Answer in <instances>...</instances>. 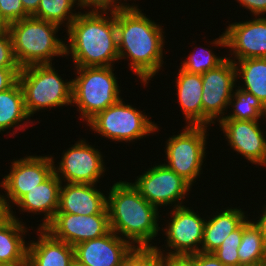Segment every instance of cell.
Returning <instances> with one entry per match:
<instances>
[{
	"label": "cell",
	"instance_id": "6da1fadb",
	"mask_svg": "<svg viewBox=\"0 0 266 266\" xmlns=\"http://www.w3.org/2000/svg\"><path fill=\"white\" fill-rule=\"evenodd\" d=\"M116 31L119 59H129L130 69L145 86L163 67L162 27L136 7L116 12Z\"/></svg>",
	"mask_w": 266,
	"mask_h": 266
},
{
	"label": "cell",
	"instance_id": "7a4b0ae2",
	"mask_svg": "<svg viewBox=\"0 0 266 266\" xmlns=\"http://www.w3.org/2000/svg\"><path fill=\"white\" fill-rule=\"evenodd\" d=\"M106 14L78 12L67 28L70 44H65V56L71 54L74 67H106L119 60L116 12H110V18Z\"/></svg>",
	"mask_w": 266,
	"mask_h": 266
},
{
	"label": "cell",
	"instance_id": "3957f363",
	"mask_svg": "<svg viewBox=\"0 0 266 266\" xmlns=\"http://www.w3.org/2000/svg\"><path fill=\"white\" fill-rule=\"evenodd\" d=\"M110 188L107 195L110 230L128 242L131 240L133 246H152L150 242L160 230L158 209L140 195L132 182L121 180Z\"/></svg>",
	"mask_w": 266,
	"mask_h": 266
},
{
	"label": "cell",
	"instance_id": "277c9868",
	"mask_svg": "<svg viewBox=\"0 0 266 266\" xmlns=\"http://www.w3.org/2000/svg\"><path fill=\"white\" fill-rule=\"evenodd\" d=\"M60 26L33 16L10 23L8 32L20 68L52 64L55 56L65 55V42L56 36Z\"/></svg>",
	"mask_w": 266,
	"mask_h": 266
},
{
	"label": "cell",
	"instance_id": "5b68a950",
	"mask_svg": "<svg viewBox=\"0 0 266 266\" xmlns=\"http://www.w3.org/2000/svg\"><path fill=\"white\" fill-rule=\"evenodd\" d=\"M75 69L77 76L72 79V104L78 106L80 118L86 122L122 99L112 66Z\"/></svg>",
	"mask_w": 266,
	"mask_h": 266
},
{
	"label": "cell",
	"instance_id": "8992f818",
	"mask_svg": "<svg viewBox=\"0 0 266 266\" xmlns=\"http://www.w3.org/2000/svg\"><path fill=\"white\" fill-rule=\"evenodd\" d=\"M53 67L52 64L31 65L18 74L30 117L45 108L72 105V80L64 82Z\"/></svg>",
	"mask_w": 266,
	"mask_h": 266
},
{
	"label": "cell",
	"instance_id": "52a82bcc",
	"mask_svg": "<svg viewBox=\"0 0 266 266\" xmlns=\"http://www.w3.org/2000/svg\"><path fill=\"white\" fill-rule=\"evenodd\" d=\"M123 102L97 113L87 123L90 129L115 142L139 140L159 130L145 113Z\"/></svg>",
	"mask_w": 266,
	"mask_h": 266
},
{
	"label": "cell",
	"instance_id": "ba28073f",
	"mask_svg": "<svg viewBox=\"0 0 266 266\" xmlns=\"http://www.w3.org/2000/svg\"><path fill=\"white\" fill-rule=\"evenodd\" d=\"M207 130V126L186 125L180 134L169 137L165 145L168 163L164 164L191 185L200 177L206 156Z\"/></svg>",
	"mask_w": 266,
	"mask_h": 266
},
{
	"label": "cell",
	"instance_id": "9c48e42d",
	"mask_svg": "<svg viewBox=\"0 0 266 266\" xmlns=\"http://www.w3.org/2000/svg\"><path fill=\"white\" fill-rule=\"evenodd\" d=\"M171 220L162 230L166 235V248L170 252L161 251L155 246L159 256L162 257H188L201 252L203 232L206 219H203L194 210L185 205L173 207L170 210ZM174 250V251H172Z\"/></svg>",
	"mask_w": 266,
	"mask_h": 266
},
{
	"label": "cell",
	"instance_id": "30bf717a",
	"mask_svg": "<svg viewBox=\"0 0 266 266\" xmlns=\"http://www.w3.org/2000/svg\"><path fill=\"white\" fill-rule=\"evenodd\" d=\"M144 172L132 183L142 197L157 209L163 205L172 206L173 203L174 208L182 206L187 192L191 191L192 187L188 181L165 164L155 165Z\"/></svg>",
	"mask_w": 266,
	"mask_h": 266
},
{
	"label": "cell",
	"instance_id": "8fae6325",
	"mask_svg": "<svg viewBox=\"0 0 266 266\" xmlns=\"http://www.w3.org/2000/svg\"><path fill=\"white\" fill-rule=\"evenodd\" d=\"M201 77L203 126L208 127V125H214L216 118H218L217 122L221 120L225 115L224 111L229 106L235 82L238 80L236 79L235 64L230 57H227L223 63L206 71Z\"/></svg>",
	"mask_w": 266,
	"mask_h": 266
},
{
	"label": "cell",
	"instance_id": "7c38bea8",
	"mask_svg": "<svg viewBox=\"0 0 266 266\" xmlns=\"http://www.w3.org/2000/svg\"><path fill=\"white\" fill-rule=\"evenodd\" d=\"M58 164L54 166V172L61 181L65 179L67 183L96 185L106 171L100 150L87 144L84 138L67 149Z\"/></svg>",
	"mask_w": 266,
	"mask_h": 266
},
{
	"label": "cell",
	"instance_id": "4fadbf2b",
	"mask_svg": "<svg viewBox=\"0 0 266 266\" xmlns=\"http://www.w3.org/2000/svg\"><path fill=\"white\" fill-rule=\"evenodd\" d=\"M11 163L10 173L0 183V187L5 189L3 197L8 204H16L29 190L44 182L54 172L55 166L53 156L48 155L25 156Z\"/></svg>",
	"mask_w": 266,
	"mask_h": 266
},
{
	"label": "cell",
	"instance_id": "5bb4252c",
	"mask_svg": "<svg viewBox=\"0 0 266 266\" xmlns=\"http://www.w3.org/2000/svg\"><path fill=\"white\" fill-rule=\"evenodd\" d=\"M210 43L231 48V56L236 60L266 58V16L232 23L226 27L225 33Z\"/></svg>",
	"mask_w": 266,
	"mask_h": 266
},
{
	"label": "cell",
	"instance_id": "9a60e30c",
	"mask_svg": "<svg viewBox=\"0 0 266 266\" xmlns=\"http://www.w3.org/2000/svg\"><path fill=\"white\" fill-rule=\"evenodd\" d=\"M44 229L54 238L74 247L83 241L106 235L110 225L108 214L56 213Z\"/></svg>",
	"mask_w": 266,
	"mask_h": 266
},
{
	"label": "cell",
	"instance_id": "2e32d148",
	"mask_svg": "<svg viewBox=\"0 0 266 266\" xmlns=\"http://www.w3.org/2000/svg\"><path fill=\"white\" fill-rule=\"evenodd\" d=\"M218 123L234 151L252 164L266 166V139L258 120L221 119Z\"/></svg>",
	"mask_w": 266,
	"mask_h": 266
},
{
	"label": "cell",
	"instance_id": "e0dca14e",
	"mask_svg": "<svg viewBox=\"0 0 266 266\" xmlns=\"http://www.w3.org/2000/svg\"><path fill=\"white\" fill-rule=\"evenodd\" d=\"M134 246L113 231L74 246L75 264L80 266H120Z\"/></svg>",
	"mask_w": 266,
	"mask_h": 266
},
{
	"label": "cell",
	"instance_id": "ac0fdd59",
	"mask_svg": "<svg viewBox=\"0 0 266 266\" xmlns=\"http://www.w3.org/2000/svg\"><path fill=\"white\" fill-rule=\"evenodd\" d=\"M56 213L78 215L108 214L107 196L95 184L66 183L60 187Z\"/></svg>",
	"mask_w": 266,
	"mask_h": 266
},
{
	"label": "cell",
	"instance_id": "d6986e66",
	"mask_svg": "<svg viewBox=\"0 0 266 266\" xmlns=\"http://www.w3.org/2000/svg\"><path fill=\"white\" fill-rule=\"evenodd\" d=\"M62 181L53 172L44 182L29 190L15 205L21 211L44 214L39 228H44L55 216L59 205V193Z\"/></svg>",
	"mask_w": 266,
	"mask_h": 266
},
{
	"label": "cell",
	"instance_id": "ffe728a7",
	"mask_svg": "<svg viewBox=\"0 0 266 266\" xmlns=\"http://www.w3.org/2000/svg\"><path fill=\"white\" fill-rule=\"evenodd\" d=\"M38 241L28 243V257L32 266H74V247L54 238L44 228H39Z\"/></svg>",
	"mask_w": 266,
	"mask_h": 266
},
{
	"label": "cell",
	"instance_id": "44dd1931",
	"mask_svg": "<svg viewBox=\"0 0 266 266\" xmlns=\"http://www.w3.org/2000/svg\"><path fill=\"white\" fill-rule=\"evenodd\" d=\"M177 98L188 126H203L202 77L179 68Z\"/></svg>",
	"mask_w": 266,
	"mask_h": 266
},
{
	"label": "cell",
	"instance_id": "7402d4cb",
	"mask_svg": "<svg viewBox=\"0 0 266 266\" xmlns=\"http://www.w3.org/2000/svg\"><path fill=\"white\" fill-rule=\"evenodd\" d=\"M217 214V215H216ZM213 218L205 222L201 252L213 253L217 250L230 233L238 229L248 217L240 208H224L215 213Z\"/></svg>",
	"mask_w": 266,
	"mask_h": 266
},
{
	"label": "cell",
	"instance_id": "603a6c76",
	"mask_svg": "<svg viewBox=\"0 0 266 266\" xmlns=\"http://www.w3.org/2000/svg\"><path fill=\"white\" fill-rule=\"evenodd\" d=\"M24 120L29 121L30 116L25 108L22 87L17 80L10 88L0 92V132L16 129L14 127L25 130L23 127L27 124L21 123Z\"/></svg>",
	"mask_w": 266,
	"mask_h": 266
},
{
	"label": "cell",
	"instance_id": "cb8c5ba5",
	"mask_svg": "<svg viewBox=\"0 0 266 266\" xmlns=\"http://www.w3.org/2000/svg\"><path fill=\"white\" fill-rule=\"evenodd\" d=\"M13 213L12 210V218L0 227V263L15 262L28 255V244L23 238L27 232L25 224Z\"/></svg>",
	"mask_w": 266,
	"mask_h": 266
},
{
	"label": "cell",
	"instance_id": "d4e9b609",
	"mask_svg": "<svg viewBox=\"0 0 266 266\" xmlns=\"http://www.w3.org/2000/svg\"><path fill=\"white\" fill-rule=\"evenodd\" d=\"M236 68V77L242 78L244 84L237 86L252 93L266 107V58L231 59Z\"/></svg>",
	"mask_w": 266,
	"mask_h": 266
},
{
	"label": "cell",
	"instance_id": "484cf974",
	"mask_svg": "<svg viewBox=\"0 0 266 266\" xmlns=\"http://www.w3.org/2000/svg\"><path fill=\"white\" fill-rule=\"evenodd\" d=\"M240 265L266 266V243L260 228L248 219L243 223V236L238 248Z\"/></svg>",
	"mask_w": 266,
	"mask_h": 266
},
{
	"label": "cell",
	"instance_id": "4316f807",
	"mask_svg": "<svg viewBox=\"0 0 266 266\" xmlns=\"http://www.w3.org/2000/svg\"><path fill=\"white\" fill-rule=\"evenodd\" d=\"M233 113L227 114L221 119L235 120H259L261 117L266 118V107L252 93L238 88L233 91L229 102V108ZM233 109V110H232ZM266 121V120H265Z\"/></svg>",
	"mask_w": 266,
	"mask_h": 266
},
{
	"label": "cell",
	"instance_id": "83f0119b",
	"mask_svg": "<svg viewBox=\"0 0 266 266\" xmlns=\"http://www.w3.org/2000/svg\"><path fill=\"white\" fill-rule=\"evenodd\" d=\"M78 1V3H77ZM80 6L79 0H40L37 12L33 15L38 19L47 22L55 23L59 26L66 23V28L78 16L77 13L73 14L72 8L74 4Z\"/></svg>",
	"mask_w": 266,
	"mask_h": 266
},
{
	"label": "cell",
	"instance_id": "f1b7e54d",
	"mask_svg": "<svg viewBox=\"0 0 266 266\" xmlns=\"http://www.w3.org/2000/svg\"><path fill=\"white\" fill-rule=\"evenodd\" d=\"M198 51L199 52H192L187 59L183 61V64L181 62L180 69L202 75L206 71L216 68L227 59L226 57L215 55L208 48H202Z\"/></svg>",
	"mask_w": 266,
	"mask_h": 266
},
{
	"label": "cell",
	"instance_id": "f546056e",
	"mask_svg": "<svg viewBox=\"0 0 266 266\" xmlns=\"http://www.w3.org/2000/svg\"><path fill=\"white\" fill-rule=\"evenodd\" d=\"M243 236V224L229 234L221 246L213 252L215 257L226 266L240 265L238 248Z\"/></svg>",
	"mask_w": 266,
	"mask_h": 266
},
{
	"label": "cell",
	"instance_id": "4dcf8cb0",
	"mask_svg": "<svg viewBox=\"0 0 266 266\" xmlns=\"http://www.w3.org/2000/svg\"><path fill=\"white\" fill-rule=\"evenodd\" d=\"M159 257L155 246H134L123 258L120 266H157Z\"/></svg>",
	"mask_w": 266,
	"mask_h": 266
},
{
	"label": "cell",
	"instance_id": "1f68e13d",
	"mask_svg": "<svg viewBox=\"0 0 266 266\" xmlns=\"http://www.w3.org/2000/svg\"><path fill=\"white\" fill-rule=\"evenodd\" d=\"M119 1V2H118ZM122 0H79L80 8H92V11L99 12H119L130 10L138 7L137 5H129V3H121ZM125 1V0H124ZM121 3V4H120ZM94 7V8H93Z\"/></svg>",
	"mask_w": 266,
	"mask_h": 266
},
{
	"label": "cell",
	"instance_id": "d6a6232c",
	"mask_svg": "<svg viewBox=\"0 0 266 266\" xmlns=\"http://www.w3.org/2000/svg\"><path fill=\"white\" fill-rule=\"evenodd\" d=\"M0 68H20L13 53L9 32L0 33Z\"/></svg>",
	"mask_w": 266,
	"mask_h": 266
},
{
	"label": "cell",
	"instance_id": "836d02e7",
	"mask_svg": "<svg viewBox=\"0 0 266 266\" xmlns=\"http://www.w3.org/2000/svg\"><path fill=\"white\" fill-rule=\"evenodd\" d=\"M0 12L9 24L29 17L21 0H0Z\"/></svg>",
	"mask_w": 266,
	"mask_h": 266
},
{
	"label": "cell",
	"instance_id": "e575fe53",
	"mask_svg": "<svg viewBox=\"0 0 266 266\" xmlns=\"http://www.w3.org/2000/svg\"><path fill=\"white\" fill-rule=\"evenodd\" d=\"M193 266H226L223 265L213 253L199 252L186 257Z\"/></svg>",
	"mask_w": 266,
	"mask_h": 266
},
{
	"label": "cell",
	"instance_id": "d590c367",
	"mask_svg": "<svg viewBox=\"0 0 266 266\" xmlns=\"http://www.w3.org/2000/svg\"><path fill=\"white\" fill-rule=\"evenodd\" d=\"M21 68H0V92L10 88L17 80Z\"/></svg>",
	"mask_w": 266,
	"mask_h": 266
},
{
	"label": "cell",
	"instance_id": "8d00e7d4",
	"mask_svg": "<svg viewBox=\"0 0 266 266\" xmlns=\"http://www.w3.org/2000/svg\"><path fill=\"white\" fill-rule=\"evenodd\" d=\"M242 6L251 11L253 16L266 14V0H237Z\"/></svg>",
	"mask_w": 266,
	"mask_h": 266
},
{
	"label": "cell",
	"instance_id": "74e56055",
	"mask_svg": "<svg viewBox=\"0 0 266 266\" xmlns=\"http://www.w3.org/2000/svg\"><path fill=\"white\" fill-rule=\"evenodd\" d=\"M157 266H193L186 257H159Z\"/></svg>",
	"mask_w": 266,
	"mask_h": 266
},
{
	"label": "cell",
	"instance_id": "f35d334b",
	"mask_svg": "<svg viewBox=\"0 0 266 266\" xmlns=\"http://www.w3.org/2000/svg\"><path fill=\"white\" fill-rule=\"evenodd\" d=\"M10 205L4 199L3 195H0V227L12 218V208Z\"/></svg>",
	"mask_w": 266,
	"mask_h": 266
},
{
	"label": "cell",
	"instance_id": "ab89813d",
	"mask_svg": "<svg viewBox=\"0 0 266 266\" xmlns=\"http://www.w3.org/2000/svg\"><path fill=\"white\" fill-rule=\"evenodd\" d=\"M25 12L29 16H33L37 12L40 0H21Z\"/></svg>",
	"mask_w": 266,
	"mask_h": 266
},
{
	"label": "cell",
	"instance_id": "60d3db41",
	"mask_svg": "<svg viewBox=\"0 0 266 266\" xmlns=\"http://www.w3.org/2000/svg\"><path fill=\"white\" fill-rule=\"evenodd\" d=\"M264 208L265 209L263 210V212L261 214L262 216L261 217L258 216L259 220H257V222H255V224L260 228L261 233H262L264 240H265V243H266V207H265V205H264Z\"/></svg>",
	"mask_w": 266,
	"mask_h": 266
},
{
	"label": "cell",
	"instance_id": "b9f144b4",
	"mask_svg": "<svg viewBox=\"0 0 266 266\" xmlns=\"http://www.w3.org/2000/svg\"><path fill=\"white\" fill-rule=\"evenodd\" d=\"M0 266H32V263L30 261V258L27 255L25 258L15 261V262L0 263Z\"/></svg>",
	"mask_w": 266,
	"mask_h": 266
},
{
	"label": "cell",
	"instance_id": "7bdbcfd3",
	"mask_svg": "<svg viewBox=\"0 0 266 266\" xmlns=\"http://www.w3.org/2000/svg\"><path fill=\"white\" fill-rule=\"evenodd\" d=\"M10 24L5 20L0 12V33L8 32Z\"/></svg>",
	"mask_w": 266,
	"mask_h": 266
}]
</instances>
